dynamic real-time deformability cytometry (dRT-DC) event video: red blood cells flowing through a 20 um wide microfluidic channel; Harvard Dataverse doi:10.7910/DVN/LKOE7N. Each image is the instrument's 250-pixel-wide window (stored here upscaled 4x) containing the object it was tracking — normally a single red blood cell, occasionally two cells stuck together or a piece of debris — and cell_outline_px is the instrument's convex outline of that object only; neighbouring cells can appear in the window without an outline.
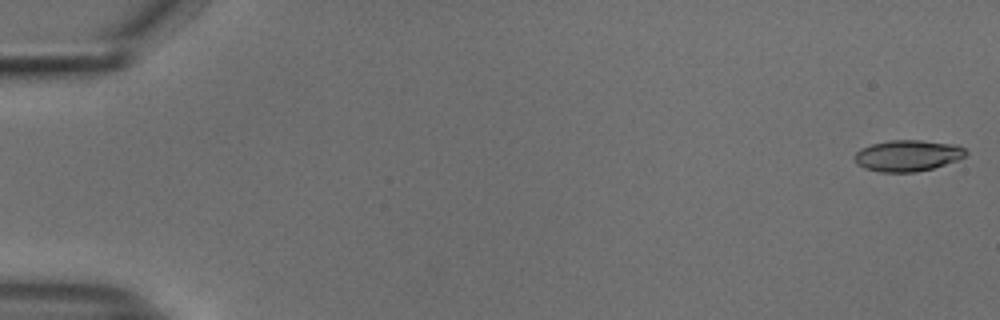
{"species": "common noctule bat (a hibernating species)", "species_latin": "Nyctalus noctula", "temperature_condition": "cold", "stored_images_in_passage": 54, "camera_frame_rate_fps": 3000, "um_per_image_px": 0.085, "animal": {"sex": "male", "body_mass_g": 18.8}, "frame": {"image": 1, "passage_image": 1, "time_ms": 0.0, "image_size_px": [1000, 320], "cell_outline_px": [[968, 152], [964, 156], [956, 160], [932, 168], [916, 172], [880, 172], [864, 168], [856, 164], [856, 152], [860, 148], [872, 144], [892, 140], [920, 140], [956, 144], [964, 148]], "centroid_in_image_um": [77.14, 13.22], "position_along_channel_um": 7.9, "area_um2": 20.11}}
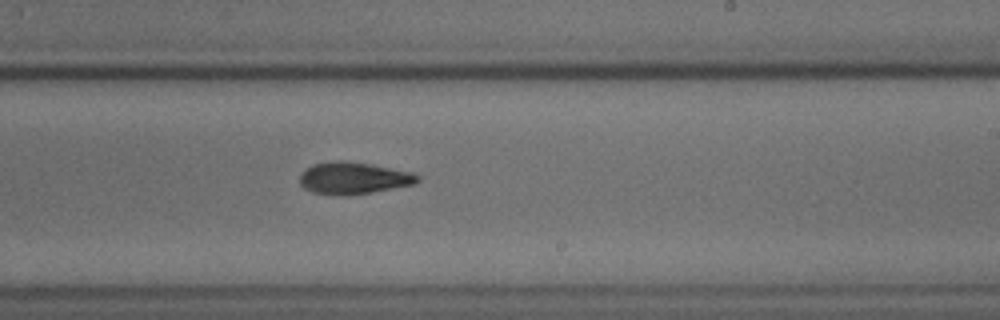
{"frame": {"image": 2, "passage_image": 33, "time_ms": 10.667, "image_size_px": [1000, 320], "cell_outline_px": [[420, 180], [416, 184], [372, 192], [344, 196], [340, 196], [312, 192], [304, 188], [300, 184], [300, 176], [312, 164], [336, 160], [344, 160], [372, 164], [412, 172], [420, 176]], "centroid_in_image_um": [30.08, 15.14], "position_along_channel_um": 258.9, "area_um2": 22.08}}
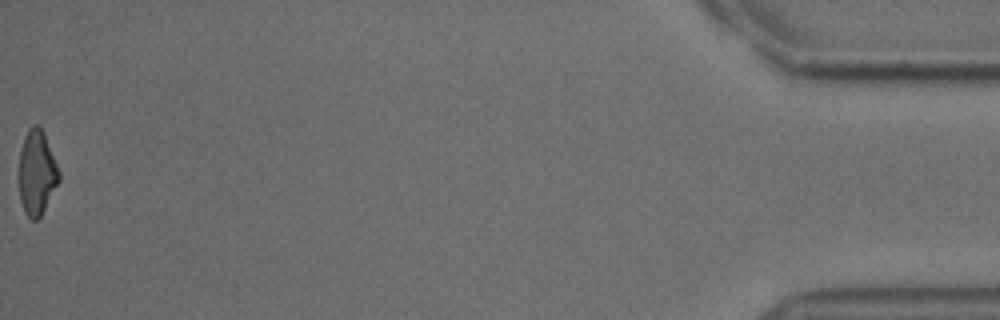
{"frame": {"image": 3, "passage_image": 54, "time_ms": 17.667, "image_size_px": [1000, 320], "cell_outline_px": [[60, 180], [40, 216], [36, 220], [32, 220], [24, 212], [20, 200], [20, 152], [24, 136], [28, 128], [32, 124], [36, 124], [44, 132], [60, 172]], "centroid_in_image_um": [3.14, 14.65], "position_along_channel_um": 432.1, "area_um2": 19.54}, "authors_computed_cell_mechanics": {"area_um2": 21.097, "velocity_mm_per_s": 3.785, "shape_relaxation_time_tau1_ms": 4.9627, "shape_relaxation_time_tau2_ms": 7.7412, "deformation_change_tau1": 0.1755, "deformation_change_tau2": 0.1707}}